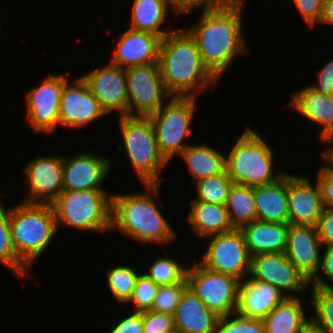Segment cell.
Returning a JSON list of instances; mask_svg holds the SVG:
<instances>
[{"label": "cell", "mask_w": 333, "mask_h": 333, "mask_svg": "<svg viewBox=\"0 0 333 333\" xmlns=\"http://www.w3.org/2000/svg\"><path fill=\"white\" fill-rule=\"evenodd\" d=\"M319 151H321L333 163V138L326 143V146L322 150Z\"/></svg>", "instance_id": "cell-48"}, {"label": "cell", "mask_w": 333, "mask_h": 333, "mask_svg": "<svg viewBox=\"0 0 333 333\" xmlns=\"http://www.w3.org/2000/svg\"><path fill=\"white\" fill-rule=\"evenodd\" d=\"M88 150L63 154V190H106L104 183L114 169L113 161L100 150Z\"/></svg>", "instance_id": "cell-14"}, {"label": "cell", "mask_w": 333, "mask_h": 333, "mask_svg": "<svg viewBox=\"0 0 333 333\" xmlns=\"http://www.w3.org/2000/svg\"><path fill=\"white\" fill-rule=\"evenodd\" d=\"M293 6L295 5V10L300 14L302 20L306 24V27L312 30L318 23L324 0H291Z\"/></svg>", "instance_id": "cell-42"}, {"label": "cell", "mask_w": 333, "mask_h": 333, "mask_svg": "<svg viewBox=\"0 0 333 333\" xmlns=\"http://www.w3.org/2000/svg\"><path fill=\"white\" fill-rule=\"evenodd\" d=\"M254 187L233 184L230 188L226 208L234 228L256 220Z\"/></svg>", "instance_id": "cell-31"}, {"label": "cell", "mask_w": 333, "mask_h": 333, "mask_svg": "<svg viewBox=\"0 0 333 333\" xmlns=\"http://www.w3.org/2000/svg\"><path fill=\"white\" fill-rule=\"evenodd\" d=\"M117 121L122 143L116 146V152L124 151L140 184H161L170 163L159 151L149 117L119 116Z\"/></svg>", "instance_id": "cell-6"}, {"label": "cell", "mask_w": 333, "mask_h": 333, "mask_svg": "<svg viewBox=\"0 0 333 333\" xmlns=\"http://www.w3.org/2000/svg\"><path fill=\"white\" fill-rule=\"evenodd\" d=\"M246 3L247 0H219L202 9L197 23L184 27L196 41L202 62L219 81L234 61L249 55L243 21Z\"/></svg>", "instance_id": "cell-1"}, {"label": "cell", "mask_w": 333, "mask_h": 333, "mask_svg": "<svg viewBox=\"0 0 333 333\" xmlns=\"http://www.w3.org/2000/svg\"><path fill=\"white\" fill-rule=\"evenodd\" d=\"M256 220L289 223L287 171L275 182L254 187Z\"/></svg>", "instance_id": "cell-26"}, {"label": "cell", "mask_w": 333, "mask_h": 333, "mask_svg": "<svg viewBox=\"0 0 333 333\" xmlns=\"http://www.w3.org/2000/svg\"><path fill=\"white\" fill-rule=\"evenodd\" d=\"M188 287L204 305L219 317L237 311L240 280L227 274L207 270L197 261L189 264Z\"/></svg>", "instance_id": "cell-11"}, {"label": "cell", "mask_w": 333, "mask_h": 333, "mask_svg": "<svg viewBox=\"0 0 333 333\" xmlns=\"http://www.w3.org/2000/svg\"><path fill=\"white\" fill-rule=\"evenodd\" d=\"M291 93L286 108L296 111L306 122L319 125L318 139L325 146L333 138V95L318 93L308 84Z\"/></svg>", "instance_id": "cell-21"}, {"label": "cell", "mask_w": 333, "mask_h": 333, "mask_svg": "<svg viewBox=\"0 0 333 333\" xmlns=\"http://www.w3.org/2000/svg\"><path fill=\"white\" fill-rule=\"evenodd\" d=\"M130 6V23L128 28L137 31H147L163 38L178 27L167 26V21L172 17L179 18L177 13L168 5L166 0H133ZM170 15V16H169ZM168 17V18H167ZM170 17V18H169ZM166 28H165V27ZM171 27V28H170Z\"/></svg>", "instance_id": "cell-24"}, {"label": "cell", "mask_w": 333, "mask_h": 333, "mask_svg": "<svg viewBox=\"0 0 333 333\" xmlns=\"http://www.w3.org/2000/svg\"><path fill=\"white\" fill-rule=\"evenodd\" d=\"M248 278L269 283L286 297H303V293L311 286L284 253H261L251 256Z\"/></svg>", "instance_id": "cell-15"}, {"label": "cell", "mask_w": 333, "mask_h": 333, "mask_svg": "<svg viewBox=\"0 0 333 333\" xmlns=\"http://www.w3.org/2000/svg\"><path fill=\"white\" fill-rule=\"evenodd\" d=\"M0 265L14 273L17 279L31 278L32 271L16 254L10 230V206L0 197ZM31 271V272H30Z\"/></svg>", "instance_id": "cell-30"}, {"label": "cell", "mask_w": 333, "mask_h": 333, "mask_svg": "<svg viewBox=\"0 0 333 333\" xmlns=\"http://www.w3.org/2000/svg\"><path fill=\"white\" fill-rule=\"evenodd\" d=\"M22 172L27 189L22 202L52 205L63 191V155L50 153L29 159Z\"/></svg>", "instance_id": "cell-13"}, {"label": "cell", "mask_w": 333, "mask_h": 333, "mask_svg": "<svg viewBox=\"0 0 333 333\" xmlns=\"http://www.w3.org/2000/svg\"><path fill=\"white\" fill-rule=\"evenodd\" d=\"M233 184L226 170L219 175L199 179L192 186L196 192L193 199L209 204L226 205Z\"/></svg>", "instance_id": "cell-34"}, {"label": "cell", "mask_w": 333, "mask_h": 333, "mask_svg": "<svg viewBox=\"0 0 333 333\" xmlns=\"http://www.w3.org/2000/svg\"><path fill=\"white\" fill-rule=\"evenodd\" d=\"M10 230L17 256L32 270L58 232L53 205L18 201L10 206Z\"/></svg>", "instance_id": "cell-5"}, {"label": "cell", "mask_w": 333, "mask_h": 333, "mask_svg": "<svg viewBox=\"0 0 333 333\" xmlns=\"http://www.w3.org/2000/svg\"><path fill=\"white\" fill-rule=\"evenodd\" d=\"M68 73H50L24 94L25 120L34 136L55 134L59 128V104Z\"/></svg>", "instance_id": "cell-9"}, {"label": "cell", "mask_w": 333, "mask_h": 333, "mask_svg": "<svg viewBox=\"0 0 333 333\" xmlns=\"http://www.w3.org/2000/svg\"><path fill=\"white\" fill-rule=\"evenodd\" d=\"M188 206L186 222L199 239L203 240L208 236L235 229L230 221L226 205L209 204L192 198Z\"/></svg>", "instance_id": "cell-27"}, {"label": "cell", "mask_w": 333, "mask_h": 333, "mask_svg": "<svg viewBox=\"0 0 333 333\" xmlns=\"http://www.w3.org/2000/svg\"><path fill=\"white\" fill-rule=\"evenodd\" d=\"M315 227L323 246L333 243V210L324 208Z\"/></svg>", "instance_id": "cell-46"}, {"label": "cell", "mask_w": 333, "mask_h": 333, "mask_svg": "<svg viewBox=\"0 0 333 333\" xmlns=\"http://www.w3.org/2000/svg\"><path fill=\"white\" fill-rule=\"evenodd\" d=\"M173 316L178 333H217L219 316L189 287L184 290Z\"/></svg>", "instance_id": "cell-22"}, {"label": "cell", "mask_w": 333, "mask_h": 333, "mask_svg": "<svg viewBox=\"0 0 333 333\" xmlns=\"http://www.w3.org/2000/svg\"><path fill=\"white\" fill-rule=\"evenodd\" d=\"M322 250L315 226L289 224L284 254L310 283L320 271Z\"/></svg>", "instance_id": "cell-20"}, {"label": "cell", "mask_w": 333, "mask_h": 333, "mask_svg": "<svg viewBox=\"0 0 333 333\" xmlns=\"http://www.w3.org/2000/svg\"><path fill=\"white\" fill-rule=\"evenodd\" d=\"M159 285L149 279L143 272L138 276L133 293L129 301L124 305L134 312L151 310V306L157 294ZM131 303V304H130ZM132 305V306H131Z\"/></svg>", "instance_id": "cell-36"}, {"label": "cell", "mask_w": 333, "mask_h": 333, "mask_svg": "<svg viewBox=\"0 0 333 333\" xmlns=\"http://www.w3.org/2000/svg\"><path fill=\"white\" fill-rule=\"evenodd\" d=\"M304 303L301 297H286L262 319L265 333H302L311 324Z\"/></svg>", "instance_id": "cell-28"}, {"label": "cell", "mask_w": 333, "mask_h": 333, "mask_svg": "<svg viewBox=\"0 0 333 333\" xmlns=\"http://www.w3.org/2000/svg\"><path fill=\"white\" fill-rule=\"evenodd\" d=\"M302 333H323V332H321L312 324H310Z\"/></svg>", "instance_id": "cell-49"}, {"label": "cell", "mask_w": 333, "mask_h": 333, "mask_svg": "<svg viewBox=\"0 0 333 333\" xmlns=\"http://www.w3.org/2000/svg\"><path fill=\"white\" fill-rule=\"evenodd\" d=\"M174 258L159 255L146 270H141L159 286L182 282L186 278L189 265L183 264L182 259L179 261V259Z\"/></svg>", "instance_id": "cell-35"}, {"label": "cell", "mask_w": 333, "mask_h": 333, "mask_svg": "<svg viewBox=\"0 0 333 333\" xmlns=\"http://www.w3.org/2000/svg\"><path fill=\"white\" fill-rule=\"evenodd\" d=\"M112 39L113 52L107 62L120 68L158 63L161 37L147 31L126 28Z\"/></svg>", "instance_id": "cell-19"}, {"label": "cell", "mask_w": 333, "mask_h": 333, "mask_svg": "<svg viewBox=\"0 0 333 333\" xmlns=\"http://www.w3.org/2000/svg\"><path fill=\"white\" fill-rule=\"evenodd\" d=\"M158 66L172 97L198 98L220 83L202 62L196 41L182 27L161 39Z\"/></svg>", "instance_id": "cell-3"}, {"label": "cell", "mask_w": 333, "mask_h": 333, "mask_svg": "<svg viewBox=\"0 0 333 333\" xmlns=\"http://www.w3.org/2000/svg\"><path fill=\"white\" fill-rule=\"evenodd\" d=\"M289 223L252 221L243 225V233L250 256L261 253H285Z\"/></svg>", "instance_id": "cell-25"}, {"label": "cell", "mask_w": 333, "mask_h": 333, "mask_svg": "<svg viewBox=\"0 0 333 333\" xmlns=\"http://www.w3.org/2000/svg\"><path fill=\"white\" fill-rule=\"evenodd\" d=\"M102 67V68H101ZM80 74L90 92L108 116H127V85L125 69L111 63Z\"/></svg>", "instance_id": "cell-17"}, {"label": "cell", "mask_w": 333, "mask_h": 333, "mask_svg": "<svg viewBox=\"0 0 333 333\" xmlns=\"http://www.w3.org/2000/svg\"><path fill=\"white\" fill-rule=\"evenodd\" d=\"M286 296L269 283L251 280L240 282L237 313L244 317L263 319Z\"/></svg>", "instance_id": "cell-23"}, {"label": "cell", "mask_w": 333, "mask_h": 333, "mask_svg": "<svg viewBox=\"0 0 333 333\" xmlns=\"http://www.w3.org/2000/svg\"><path fill=\"white\" fill-rule=\"evenodd\" d=\"M141 186L144 191L112 193L111 232H120L122 237L131 238L141 245L168 247L178 240V234L157 203L161 184Z\"/></svg>", "instance_id": "cell-2"}, {"label": "cell", "mask_w": 333, "mask_h": 333, "mask_svg": "<svg viewBox=\"0 0 333 333\" xmlns=\"http://www.w3.org/2000/svg\"><path fill=\"white\" fill-rule=\"evenodd\" d=\"M316 81L309 83V86L318 93L333 95V59H328L321 68L314 72Z\"/></svg>", "instance_id": "cell-44"}, {"label": "cell", "mask_w": 333, "mask_h": 333, "mask_svg": "<svg viewBox=\"0 0 333 333\" xmlns=\"http://www.w3.org/2000/svg\"><path fill=\"white\" fill-rule=\"evenodd\" d=\"M127 116H148L172 96L162 81L158 63L125 68Z\"/></svg>", "instance_id": "cell-12"}, {"label": "cell", "mask_w": 333, "mask_h": 333, "mask_svg": "<svg viewBox=\"0 0 333 333\" xmlns=\"http://www.w3.org/2000/svg\"><path fill=\"white\" fill-rule=\"evenodd\" d=\"M319 157L324 161L314 178L319 185L324 208L333 210V163L321 151Z\"/></svg>", "instance_id": "cell-39"}, {"label": "cell", "mask_w": 333, "mask_h": 333, "mask_svg": "<svg viewBox=\"0 0 333 333\" xmlns=\"http://www.w3.org/2000/svg\"><path fill=\"white\" fill-rule=\"evenodd\" d=\"M217 333H265L261 319L244 317L237 312L220 316Z\"/></svg>", "instance_id": "cell-38"}, {"label": "cell", "mask_w": 333, "mask_h": 333, "mask_svg": "<svg viewBox=\"0 0 333 333\" xmlns=\"http://www.w3.org/2000/svg\"><path fill=\"white\" fill-rule=\"evenodd\" d=\"M208 245L203 249L202 257L196 260L207 270L231 275L240 281L250 274L251 256L247 250L240 229L214 234L206 238Z\"/></svg>", "instance_id": "cell-10"}, {"label": "cell", "mask_w": 333, "mask_h": 333, "mask_svg": "<svg viewBox=\"0 0 333 333\" xmlns=\"http://www.w3.org/2000/svg\"><path fill=\"white\" fill-rule=\"evenodd\" d=\"M198 99L195 97H171L157 111L148 115L151 120L159 151L172 163L188 145L193 134Z\"/></svg>", "instance_id": "cell-8"}, {"label": "cell", "mask_w": 333, "mask_h": 333, "mask_svg": "<svg viewBox=\"0 0 333 333\" xmlns=\"http://www.w3.org/2000/svg\"><path fill=\"white\" fill-rule=\"evenodd\" d=\"M311 324L323 333H333V288L310 286Z\"/></svg>", "instance_id": "cell-33"}, {"label": "cell", "mask_w": 333, "mask_h": 333, "mask_svg": "<svg viewBox=\"0 0 333 333\" xmlns=\"http://www.w3.org/2000/svg\"><path fill=\"white\" fill-rule=\"evenodd\" d=\"M208 144L191 143L178 155L187 165V172L193 177V182L225 171V150L222 152Z\"/></svg>", "instance_id": "cell-29"}, {"label": "cell", "mask_w": 333, "mask_h": 333, "mask_svg": "<svg viewBox=\"0 0 333 333\" xmlns=\"http://www.w3.org/2000/svg\"><path fill=\"white\" fill-rule=\"evenodd\" d=\"M1 23H3V22L0 21V34H1L2 30H4V29L1 27Z\"/></svg>", "instance_id": "cell-50"}, {"label": "cell", "mask_w": 333, "mask_h": 333, "mask_svg": "<svg viewBox=\"0 0 333 333\" xmlns=\"http://www.w3.org/2000/svg\"><path fill=\"white\" fill-rule=\"evenodd\" d=\"M317 24L333 27V0H324L321 17Z\"/></svg>", "instance_id": "cell-47"}, {"label": "cell", "mask_w": 333, "mask_h": 333, "mask_svg": "<svg viewBox=\"0 0 333 333\" xmlns=\"http://www.w3.org/2000/svg\"><path fill=\"white\" fill-rule=\"evenodd\" d=\"M313 177L287 172L289 224L315 226L322 215L321 191Z\"/></svg>", "instance_id": "cell-18"}, {"label": "cell", "mask_w": 333, "mask_h": 333, "mask_svg": "<svg viewBox=\"0 0 333 333\" xmlns=\"http://www.w3.org/2000/svg\"><path fill=\"white\" fill-rule=\"evenodd\" d=\"M174 316L152 310L143 312V333L175 332Z\"/></svg>", "instance_id": "cell-40"}, {"label": "cell", "mask_w": 333, "mask_h": 333, "mask_svg": "<svg viewBox=\"0 0 333 333\" xmlns=\"http://www.w3.org/2000/svg\"><path fill=\"white\" fill-rule=\"evenodd\" d=\"M311 286L333 288V243L323 246L320 271Z\"/></svg>", "instance_id": "cell-43"}, {"label": "cell", "mask_w": 333, "mask_h": 333, "mask_svg": "<svg viewBox=\"0 0 333 333\" xmlns=\"http://www.w3.org/2000/svg\"><path fill=\"white\" fill-rule=\"evenodd\" d=\"M218 1L219 0H166L168 5L179 17H184V15H188L189 12L193 13V10H202L212 6Z\"/></svg>", "instance_id": "cell-45"}, {"label": "cell", "mask_w": 333, "mask_h": 333, "mask_svg": "<svg viewBox=\"0 0 333 333\" xmlns=\"http://www.w3.org/2000/svg\"><path fill=\"white\" fill-rule=\"evenodd\" d=\"M133 265L117 264L114 267H108L105 272V282L109 294L114 301L123 307L131 298L138 276L141 270H136Z\"/></svg>", "instance_id": "cell-32"}, {"label": "cell", "mask_w": 333, "mask_h": 333, "mask_svg": "<svg viewBox=\"0 0 333 333\" xmlns=\"http://www.w3.org/2000/svg\"><path fill=\"white\" fill-rule=\"evenodd\" d=\"M188 287L187 279L170 285H160L153 300L151 310L174 315L184 290Z\"/></svg>", "instance_id": "cell-37"}, {"label": "cell", "mask_w": 333, "mask_h": 333, "mask_svg": "<svg viewBox=\"0 0 333 333\" xmlns=\"http://www.w3.org/2000/svg\"><path fill=\"white\" fill-rule=\"evenodd\" d=\"M118 318L115 320L114 317V322H111L112 325H108L110 328H107L105 333H143V312L127 309V313L124 316L120 314Z\"/></svg>", "instance_id": "cell-41"}, {"label": "cell", "mask_w": 333, "mask_h": 333, "mask_svg": "<svg viewBox=\"0 0 333 333\" xmlns=\"http://www.w3.org/2000/svg\"><path fill=\"white\" fill-rule=\"evenodd\" d=\"M106 116L81 76L65 83L59 104V128L81 130Z\"/></svg>", "instance_id": "cell-16"}, {"label": "cell", "mask_w": 333, "mask_h": 333, "mask_svg": "<svg viewBox=\"0 0 333 333\" xmlns=\"http://www.w3.org/2000/svg\"><path fill=\"white\" fill-rule=\"evenodd\" d=\"M226 152L225 170L234 184L249 187L270 184L286 172L274 166L276 151L252 126H246Z\"/></svg>", "instance_id": "cell-4"}, {"label": "cell", "mask_w": 333, "mask_h": 333, "mask_svg": "<svg viewBox=\"0 0 333 333\" xmlns=\"http://www.w3.org/2000/svg\"><path fill=\"white\" fill-rule=\"evenodd\" d=\"M52 205L58 232L69 227L83 233H111L112 191L63 190Z\"/></svg>", "instance_id": "cell-7"}]
</instances>
